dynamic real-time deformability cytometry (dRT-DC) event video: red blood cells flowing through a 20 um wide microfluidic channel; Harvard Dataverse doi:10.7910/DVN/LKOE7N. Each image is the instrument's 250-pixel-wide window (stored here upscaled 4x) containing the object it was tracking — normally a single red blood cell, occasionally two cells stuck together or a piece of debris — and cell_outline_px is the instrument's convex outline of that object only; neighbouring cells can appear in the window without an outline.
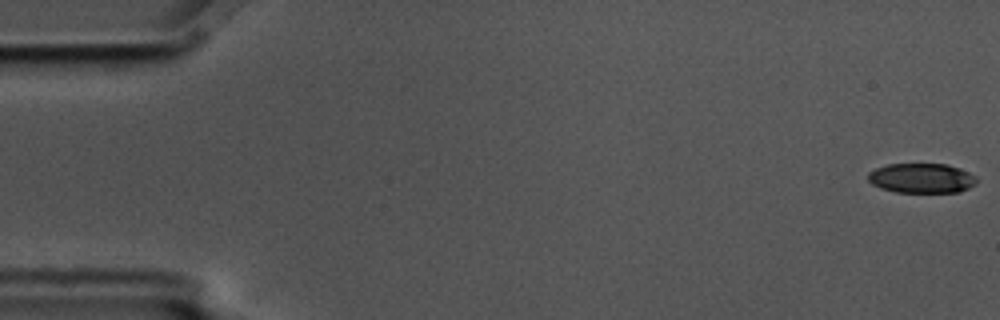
{"species": "common noctule bat (a hibernating species)", "species_latin": "Nyctalus noctula", "temperature_condition": "cold", "stored_images_in_passage": 6, "camera_frame_rate_fps": 3000, "um_per_image_px": 0.085, "animal": {"sex": "male", "body_mass_g": 17.5, "forearm_length_mm": 52.3}, "frame": {"image": 1, "passage_image": 1, "time_ms": 0.0, "image_size_px": [1000, 320], "cell_outline_px": [[980, 180], [976, 184], [960, 192], [896, 192], [880, 188], [872, 184], [868, 180], [868, 172], [876, 168], [888, 164], [948, 164], [960, 168], [976, 176]], "centroid_in_image_um": [78.36, 15.14], "position_along_channel_um": 6.6, "area_um2": 19.02}}
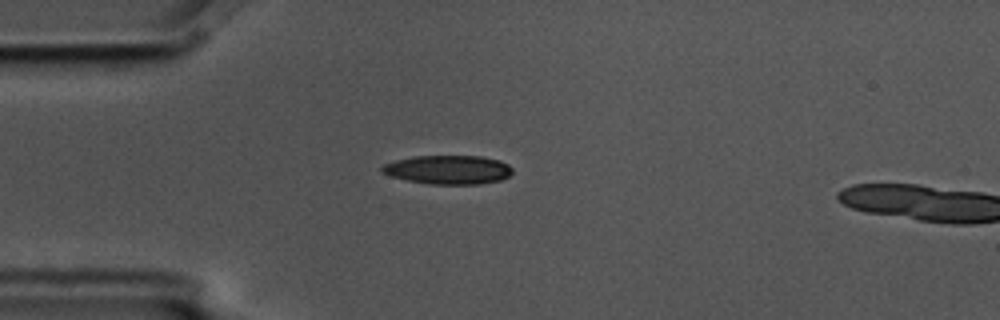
{"frame": {"image": 2, "passage_image": 5, "time_ms": 1.333, "image_size_px": [1000, 320], "cell_outline_px": [[512, 172], [508, 176], [500, 180], [480, 184], [428, 184], [408, 180], [392, 176], [380, 172], [380, 168], [384, 164], [396, 160], [416, 156], [480, 156], [500, 160], [508, 164], [512, 168]], "centroid_in_image_um": [38.1, 14.42], "position_along_channel_um": 46.9, "area_um2": 21.91}}